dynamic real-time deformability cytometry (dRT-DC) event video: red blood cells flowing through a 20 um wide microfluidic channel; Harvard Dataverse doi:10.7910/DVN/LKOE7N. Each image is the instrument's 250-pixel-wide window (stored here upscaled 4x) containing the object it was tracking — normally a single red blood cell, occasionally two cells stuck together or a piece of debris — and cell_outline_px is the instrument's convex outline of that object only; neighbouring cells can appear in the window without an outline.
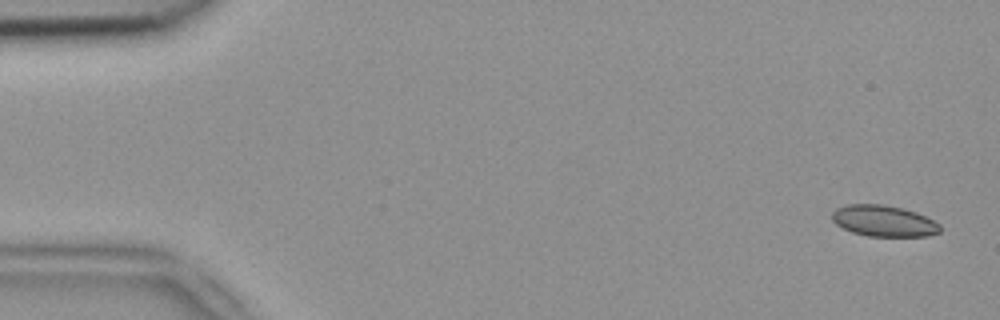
{"species": "common noctule bat (a hibernating species)", "species_latin": "Nyctalus noctula", "temperature_condition": "room temperature", "stored_images_in_passage": 4, "camera_frame_rate_fps": 3000, "um_per_image_px": 0.085, "animal": {"sex": "female", "body_mass_g": 18.4}, "frame": {"image": 1, "passage_image": 1, "time_ms": 0.0, "image_size_px": [1000, 320], "cell_outline_px": [[940, 232], [928, 236], [868, 236], [852, 232], [836, 224], [832, 220], [832, 212], [836, 208], [848, 204], [884, 204], [916, 212], [940, 224]], "centroid_in_image_um": [75.1, 18.78], "position_along_channel_um": 9.9, "area_um2": 19.54}}
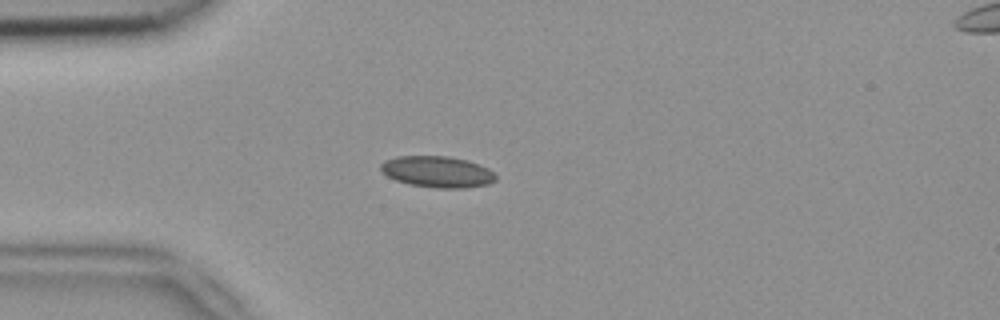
{"frame": {"image": 2, "passage_image": 4, "time_ms": 1.0, "image_size_px": [1000, 320], "cell_outline_px": [[496, 180], [488, 184], [468, 188], [436, 188], [408, 184], [396, 180], [380, 172], [380, 164], [384, 160], [396, 156], [448, 156], [468, 160], [488, 168], [496, 176]], "centroid_in_image_um": [37.15, 14.6], "position_along_channel_um": 47.9, "area_um2": 21.15}}